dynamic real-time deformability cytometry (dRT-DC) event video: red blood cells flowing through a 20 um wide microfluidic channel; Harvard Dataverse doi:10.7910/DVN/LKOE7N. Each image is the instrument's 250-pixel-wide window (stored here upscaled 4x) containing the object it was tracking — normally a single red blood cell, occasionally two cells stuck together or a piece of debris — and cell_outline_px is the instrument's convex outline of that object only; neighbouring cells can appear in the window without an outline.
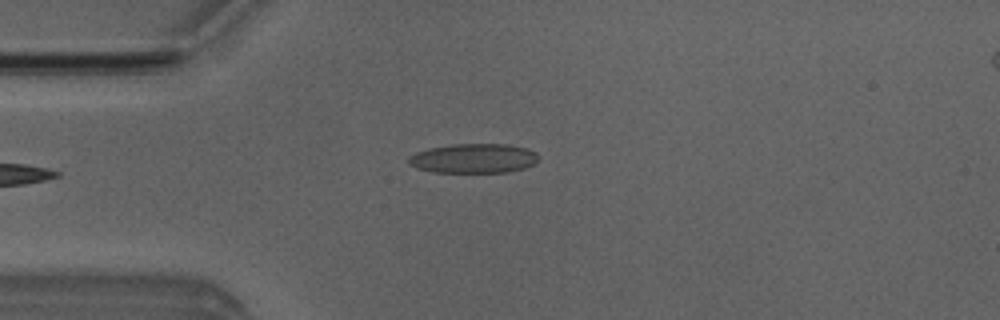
{"species": "Egyptian fruit bat (a non-hibernating species)", "species_latin": "Rousettus aegyptiacus", "temperature_condition": "room temperature", "stored_images_in_passage": 3, "camera_frame_rate_fps": 3000, "um_per_image_px": 0.085, "animal": {"sex": "male"}, "frame": {"image": 1, "passage_image": 1, "time_ms": 0.0, "image_size_px": [1000, 320], "cell_outline_px": [[536, 160], [532, 164], [524, 168], [508, 172], [432, 172], [416, 168], [408, 164], [408, 156], [416, 152], [428, 148], [452, 144], [508, 144], [528, 148], [536, 152]], "centroid_in_image_um": [40.21, 13.46], "position_along_channel_um": 44.8, "area_um2": 22.37}}